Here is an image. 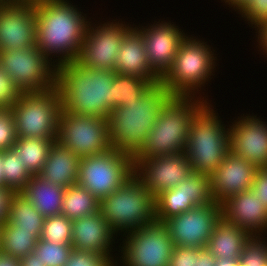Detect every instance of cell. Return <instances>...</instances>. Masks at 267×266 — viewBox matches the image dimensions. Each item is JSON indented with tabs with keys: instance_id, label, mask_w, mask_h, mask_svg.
Segmentation results:
<instances>
[{
	"instance_id": "6da1fadb",
	"label": "cell",
	"mask_w": 267,
	"mask_h": 266,
	"mask_svg": "<svg viewBox=\"0 0 267 266\" xmlns=\"http://www.w3.org/2000/svg\"><path fill=\"white\" fill-rule=\"evenodd\" d=\"M71 3L70 0L35 3L36 47L56 66L77 60L91 20L78 5Z\"/></svg>"
},
{
	"instance_id": "7a4b0ae2",
	"label": "cell",
	"mask_w": 267,
	"mask_h": 266,
	"mask_svg": "<svg viewBox=\"0 0 267 266\" xmlns=\"http://www.w3.org/2000/svg\"><path fill=\"white\" fill-rule=\"evenodd\" d=\"M114 70L92 69L77 60L57 66L56 86L62 110L108 118L113 109Z\"/></svg>"
},
{
	"instance_id": "3957f363",
	"label": "cell",
	"mask_w": 267,
	"mask_h": 266,
	"mask_svg": "<svg viewBox=\"0 0 267 266\" xmlns=\"http://www.w3.org/2000/svg\"><path fill=\"white\" fill-rule=\"evenodd\" d=\"M173 95L158 82L140 98L112 109L107 118L111 148L134 158L145 146L161 109Z\"/></svg>"
},
{
	"instance_id": "277c9868",
	"label": "cell",
	"mask_w": 267,
	"mask_h": 266,
	"mask_svg": "<svg viewBox=\"0 0 267 266\" xmlns=\"http://www.w3.org/2000/svg\"><path fill=\"white\" fill-rule=\"evenodd\" d=\"M217 55L215 48L208 45V41L205 42V39L201 40L194 34H187L180 42L172 66L161 77L160 82L173 96L199 95L211 101L202 91H206L204 87L211 82V76L215 75L218 67Z\"/></svg>"
},
{
	"instance_id": "5b68a950",
	"label": "cell",
	"mask_w": 267,
	"mask_h": 266,
	"mask_svg": "<svg viewBox=\"0 0 267 266\" xmlns=\"http://www.w3.org/2000/svg\"><path fill=\"white\" fill-rule=\"evenodd\" d=\"M197 96H172L163 106L143 149L134 158L183 152L195 114L207 103Z\"/></svg>"
},
{
	"instance_id": "8992f818",
	"label": "cell",
	"mask_w": 267,
	"mask_h": 266,
	"mask_svg": "<svg viewBox=\"0 0 267 266\" xmlns=\"http://www.w3.org/2000/svg\"><path fill=\"white\" fill-rule=\"evenodd\" d=\"M214 107L208 101L189 128L185 152L193 172L212 174L230 153L229 122H222Z\"/></svg>"
},
{
	"instance_id": "52a82bcc",
	"label": "cell",
	"mask_w": 267,
	"mask_h": 266,
	"mask_svg": "<svg viewBox=\"0 0 267 266\" xmlns=\"http://www.w3.org/2000/svg\"><path fill=\"white\" fill-rule=\"evenodd\" d=\"M99 211L117 237L123 236L156 221L155 196L133 175L99 200Z\"/></svg>"
},
{
	"instance_id": "ba28073f",
	"label": "cell",
	"mask_w": 267,
	"mask_h": 266,
	"mask_svg": "<svg viewBox=\"0 0 267 266\" xmlns=\"http://www.w3.org/2000/svg\"><path fill=\"white\" fill-rule=\"evenodd\" d=\"M10 111L17 138L57 139L62 111L57 86L46 91L22 92Z\"/></svg>"
},
{
	"instance_id": "9c48e42d",
	"label": "cell",
	"mask_w": 267,
	"mask_h": 266,
	"mask_svg": "<svg viewBox=\"0 0 267 266\" xmlns=\"http://www.w3.org/2000/svg\"><path fill=\"white\" fill-rule=\"evenodd\" d=\"M118 240L115 266H169L174 244L164 222L156 220Z\"/></svg>"
},
{
	"instance_id": "30bf717a",
	"label": "cell",
	"mask_w": 267,
	"mask_h": 266,
	"mask_svg": "<svg viewBox=\"0 0 267 266\" xmlns=\"http://www.w3.org/2000/svg\"><path fill=\"white\" fill-rule=\"evenodd\" d=\"M133 176V158L111 148L80 159L77 184L101 200Z\"/></svg>"
},
{
	"instance_id": "8fae6325",
	"label": "cell",
	"mask_w": 267,
	"mask_h": 266,
	"mask_svg": "<svg viewBox=\"0 0 267 266\" xmlns=\"http://www.w3.org/2000/svg\"><path fill=\"white\" fill-rule=\"evenodd\" d=\"M0 65L21 92L56 87L57 66L36 46L0 51Z\"/></svg>"
},
{
	"instance_id": "7c38bea8",
	"label": "cell",
	"mask_w": 267,
	"mask_h": 266,
	"mask_svg": "<svg viewBox=\"0 0 267 266\" xmlns=\"http://www.w3.org/2000/svg\"><path fill=\"white\" fill-rule=\"evenodd\" d=\"M57 141L80 158L105 153L111 149L108 120L99 116L61 111Z\"/></svg>"
},
{
	"instance_id": "4fadbf2b",
	"label": "cell",
	"mask_w": 267,
	"mask_h": 266,
	"mask_svg": "<svg viewBox=\"0 0 267 266\" xmlns=\"http://www.w3.org/2000/svg\"><path fill=\"white\" fill-rule=\"evenodd\" d=\"M120 20L113 19L99 23L95 21L96 24L90 21L77 57L81 65L92 69L115 70V59L121 42L125 34L135 25Z\"/></svg>"
},
{
	"instance_id": "5bb4252c",
	"label": "cell",
	"mask_w": 267,
	"mask_h": 266,
	"mask_svg": "<svg viewBox=\"0 0 267 266\" xmlns=\"http://www.w3.org/2000/svg\"><path fill=\"white\" fill-rule=\"evenodd\" d=\"M186 152L149 158H133V175L155 197L177 187L191 173Z\"/></svg>"
},
{
	"instance_id": "9a60e30c",
	"label": "cell",
	"mask_w": 267,
	"mask_h": 266,
	"mask_svg": "<svg viewBox=\"0 0 267 266\" xmlns=\"http://www.w3.org/2000/svg\"><path fill=\"white\" fill-rule=\"evenodd\" d=\"M221 216V205L214 202L195 206L167 219L164 223L174 246L206 248Z\"/></svg>"
},
{
	"instance_id": "2e32d148",
	"label": "cell",
	"mask_w": 267,
	"mask_h": 266,
	"mask_svg": "<svg viewBox=\"0 0 267 266\" xmlns=\"http://www.w3.org/2000/svg\"><path fill=\"white\" fill-rule=\"evenodd\" d=\"M214 202L211 195L210 175L192 172L177 187L165 190L155 197L156 220L165 222L195 206Z\"/></svg>"
},
{
	"instance_id": "e0dca14e",
	"label": "cell",
	"mask_w": 267,
	"mask_h": 266,
	"mask_svg": "<svg viewBox=\"0 0 267 266\" xmlns=\"http://www.w3.org/2000/svg\"><path fill=\"white\" fill-rule=\"evenodd\" d=\"M35 3L0 2V51L36 46Z\"/></svg>"
},
{
	"instance_id": "ac0fdd59",
	"label": "cell",
	"mask_w": 267,
	"mask_h": 266,
	"mask_svg": "<svg viewBox=\"0 0 267 266\" xmlns=\"http://www.w3.org/2000/svg\"><path fill=\"white\" fill-rule=\"evenodd\" d=\"M245 114L228 126L230 152L257 167H267V122L253 113Z\"/></svg>"
},
{
	"instance_id": "d6986e66",
	"label": "cell",
	"mask_w": 267,
	"mask_h": 266,
	"mask_svg": "<svg viewBox=\"0 0 267 266\" xmlns=\"http://www.w3.org/2000/svg\"><path fill=\"white\" fill-rule=\"evenodd\" d=\"M161 21V22H160ZM153 24L135 26L143 36L150 66L162 77L172 66L180 42L187 33L170 20H154Z\"/></svg>"
},
{
	"instance_id": "ffe728a7",
	"label": "cell",
	"mask_w": 267,
	"mask_h": 266,
	"mask_svg": "<svg viewBox=\"0 0 267 266\" xmlns=\"http://www.w3.org/2000/svg\"><path fill=\"white\" fill-rule=\"evenodd\" d=\"M258 167L230 152L210 174L211 195L221 205L228 198L249 190L254 182Z\"/></svg>"
},
{
	"instance_id": "44dd1931",
	"label": "cell",
	"mask_w": 267,
	"mask_h": 266,
	"mask_svg": "<svg viewBox=\"0 0 267 266\" xmlns=\"http://www.w3.org/2000/svg\"><path fill=\"white\" fill-rule=\"evenodd\" d=\"M116 239L117 235L100 211L73 220L71 240L73 249L105 255L115 264L118 254L113 255L112 252L118 251L113 245L118 243V239L115 242Z\"/></svg>"
},
{
	"instance_id": "7402d4cb",
	"label": "cell",
	"mask_w": 267,
	"mask_h": 266,
	"mask_svg": "<svg viewBox=\"0 0 267 266\" xmlns=\"http://www.w3.org/2000/svg\"><path fill=\"white\" fill-rule=\"evenodd\" d=\"M222 217L246 230L251 236H267V208L249 189L221 204Z\"/></svg>"
},
{
	"instance_id": "603a6c76",
	"label": "cell",
	"mask_w": 267,
	"mask_h": 266,
	"mask_svg": "<svg viewBox=\"0 0 267 266\" xmlns=\"http://www.w3.org/2000/svg\"><path fill=\"white\" fill-rule=\"evenodd\" d=\"M114 71L122 75L140 77L152 85L161 80V76L150 66L142 33L134 26L121 42Z\"/></svg>"
},
{
	"instance_id": "cb8c5ba5",
	"label": "cell",
	"mask_w": 267,
	"mask_h": 266,
	"mask_svg": "<svg viewBox=\"0 0 267 266\" xmlns=\"http://www.w3.org/2000/svg\"><path fill=\"white\" fill-rule=\"evenodd\" d=\"M80 159L77 154L54 141L38 176L64 188L75 185L78 181Z\"/></svg>"
},
{
	"instance_id": "d4e9b609",
	"label": "cell",
	"mask_w": 267,
	"mask_h": 266,
	"mask_svg": "<svg viewBox=\"0 0 267 266\" xmlns=\"http://www.w3.org/2000/svg\"><path fill=\"white\" fill-rule=\"evenodd\" d=\"M251 235L234 223L220 217L206 248L216 259H238Z\"/></svg>"
},
{
	"instance_id": "484cf974",
	"label": "cell",
	"mask_w": 267,
	"mask_h": 266,
	"mask_svg": "<svg viewBox=\"0 0 267 266\" xmlns=\"http://www.w3.org/2000/svg\"><path fill=\"white\" fill-rule=\"evenodd\" d=\"M44 217L61 215L65 188L33 175L20 192Z\"/></svg>"
},
{
	"instance_id": "4316f807",
	"label": "cell",
	"mask_w": 267,
	"mask_h": 266,
	"mask_svg": "<svg viewBox=\"0 0 267 266\" xmlns=\"http://www.w3.org/2000/svg\"><path fill=\"white\" fill-rule=\"evenodd\" d=\"M45 217L21 193H13L9 201L7 221L17 231L42 233Z\"/></svg>"
},
{
	"instance_id": "83f0119b",
	"label": "cell",
	"mask_w": 267,
	"mask_h": 266,
	"mask_svg": "<svg viewBox=\"0 0 267 266\" xmlns=\"http://www.w3.org/2000/svg\"><path fill=\"white\" fill-rule=\"evenodd\" d=\"M54 141L57 139L17 138L12 150L32 175H38Z\"/></svg>"
},
{
	"instance_id": "f1b7e54d",
	"label": "cell",
	"mask_w": 267,
	"mask_h": 266,
	"mask_svg": "<svg viewBox=\"0 0 267 266\" xmlns=\"http://www.w3.org/2000/svg\"><path fill=\"white\" fill-rule=\"evenodd\" d=\"M39 232L17 231L7 220L0 225V252L21 258L35 250Z\"/></svg>"
},
{
	"instance_id": "f546056e",
	"label": "cell",
	"mask_w": 267,
	"mask_h": 266,
	"mask_svg": "<svg viewBox=\"0 0 267 266\" xmlns=\"http://www.w3.org/2000/svg\"><path fill=\"white\" fill-rule=\"evenodd\" d=\"M97 211H99V199L86 188L78 184L65 188L61 215L75 220Z\"/></svg>"
},
{
	"instance_id": "4dcf8cb0",
	"label": "cell",
	"mask_w": 267,
	"mask_h": 266,
	"mask_svg": "<svg viewBox=\"0 0 267 266\" xmlns=\"http://www.w3.org/2000/svg\"><path fill=\"white\" fill-rule=\"evenodd\" d=\"M3 187L20 193L33 176L11 149L1 152Z\"/></svg>"
},
{
	"instance_id": "1f68e13d",
	"label": "cell",
	"mask_w": 267,
	"mask_h": 266,
	"mask_svg": "<svg viewBox=\"0 0 267 266\" xmlns=\"http://www.w3.org/2000/svg\"><path fill=\"white\" fill-rule=\"evenodd\" d=\"M113 85V109L119 105L125 106L127 102L137 100L152 84L140 77L116 73Z\"/></svg>"
},
{
	"instance_id": "d6a6232c",
	"label": "cell",
	"mask_w": 267,
	"mask_h": 266,
	"mask_svg": "<svg viewBox=\"0 0 267 266\" xmlns=\"http://www.w3.org/2000/svg\"><path fill=\"white\" fill-rule=\"evenodd\" d=\"M73 220L64 215L45 217L40 239L59 244H71Z\"/></svg>"
},
{
	"instance_id": "836d02e7",
	"label": "cell",
	"mask_w": 267,
	"mask_h": 266,
	"mask_svg": "<svg viewBox=\"0 0 267 266\" xmlns=\"http://www.w3.org/2000/svg\"><path fill=\"white\" fill-rule=\"evenodd\" d=\"M72 251L71 244L47 242L43 239L36 243L34 250L45 266H65Z\"/></svg>"
},
{
	"instance_id": "e575fe53",
	"label": "cell",
	"mask_w": 267,
	"mask_h": 266,
	"mask_svg": "<svg viewBox=\"0 0 267 266\" xmlns=\"http://www.w3.org/2000/svg\"><path fill=\"white\" fill-rule=\"evenodd\" d=\"M239 266H267V237L251 236L238 258Z\"/></svg>"
},
{
	"instance_id": "d590c367",
	"label": "cell",
	"mask_w": 267,
	"mask_h": 266,
	"mask_svg": "<svg viewBox=\"0 0 267 266\" xmlns=\"http://www.w3.org/2000/svg\"><path fill=\"white\" fill-rule=\"evenodd\" d=\"M16 140V126L11 111L0 109V152L11 150Z\"/></svg>"
},
{
	"instance_id": "8d00e7d4",
	"label": "cell",
	"mask_w": 267,
	"mask_h": 266,
	"mask_svg": "<svg viewBox=\"0 0 267 266\" xmlns=\"http://www.w3.org/2000/svg\"><path fill=\"white\" fill-rule=\"evenodd\" d=\"M237 14L253 29L267 20V0H248Z\"/></svg>"
},
{
	"instance_id": "74e56055",
	"label": "cell",
	"mask_w": 267,
	"mask_h": 266,
	"mask_svg": "<svg viewBox=\"0 0 267 266\" xmlns=\"http://www.w3.org/2000/svg\"><path fill=\"white\" fill-rule=\"evenodd\" d=\"M65 266H115L105 255L73 249Z\"/></svg>"
},
{
	"instance_id": "f35d334b",
	"label": "cell",
	"mask_w": 267,
	"mask_h": 266,
	"mask_svg": "<svg viewBox=\"0 0 267 266\" xmlns=\"http://www.w3.org/2000/svg\"><path fill=\"white\" fill-rule=\"evenodd\" d=\"M21 90L0 65V109L10 110L21 95Z\"/></svg>"
},
{
	"instance_id": "ab89813d",
	"label": "cell",
	"mask_w": 267,
	"mask_h": 266,
	"mask_svg": "<svg viewBox=\"0 0 267 266\" xmlns=\"http://www.w3.org/2000/svg\"><path fill=\"white\" fill-rule=\"evenodd\" d=\"M199 248L174 246L169 266H196Z\"/></svg>"
},
{
	"instance_id": "60d3db41",
	"label": "cell",
	"mask_w": 267,
	"mask_h": 266,
	"mask_svg": "<svg viewBox=\"0 0 267 266\" xmlns=\"http://www.w3.org/2000/svg\"><path fill=\"white\" fill-rule=\"evenodd\" d=\"M250 190L267 208V167H258Z\"/></svg>"
},
{
	"instance_id": "b9f144b4",
	"label": "cell",
	"mask_w": 267,
	"mask_h": 266,
	"mask_svg": "<svg viewBox=\"0 0 267 266\" xmlns=\"http://www.w3.org/2000/svg\"><path fill=\"white\" fill-rule=\"evenodd\" d=\"M255 33H256V41L257 43V48L259 50L260 53H262V55H266L264 56L265 58L267 57V20L261 22L257 27H255Z\"/></svg>"
},
{
	"instance_id": "7bdbcfd3",
	"label": "cell",
	"mask_w": 267,
	"mask_h": 266,
	"mask_svg": "<svg viewBox=\"0 0 267 266\" xmlns=\"http://www.w3.org/2000/svg\"><path fill=\"white\" fill-rule=\"evenodd\" d=\"M13 192L3 186H0V225H2L8 217L9 201Z\"/></svg>"
},
{
	"instance_id": "ee69618b",
	"label": "cell",
	"mask_w": 267,
	"mask_h": 266,
	"mask_svg": "<svg viewBox=\"0 0 267 266\" xmlns=\"http://www.w3.org/2000/svg\"><path fill=\"white\" fill-rule=\"evenodd\" d=\"M216 260L215 256L207 248H199L196 266H215Z\"/></svg>"
},
{
	"instance_id": "f6af8a7d",
	"label": "cell",
	"mask_w": 267,
	"mask_h": 266,
	"mask_svg": "<svg viewBox=\"0 0 267 266\" xmlns=\"http://www.w3.org/2000/svg\"><path fill=\"white\" fill-rule=\"evenodd\" d=\"M20 266H45L34 251L20 258Z\"/></svg>"
},
{
	"instance_id": "bcb514c9",
	"label": "cell",
	"mask_w": 267,
	"mask_h": 266,
	"mask_svg": "<svg viewBox=\"0 0 267 266\" xmlns=\"http://www.w3.org/2000/svg\"><path fill=\"white\" fill-rule=\"evenodd\" d=\"M0 266H20V258L0 252Z\"/></svg>"
},
{
	"instance_id": "7dc6e473",
	"label": "cell",
	"mask_w": 267,
	"mask_h": 266,
	"mask_svg": "<svg viewBox=\"0 0 267 266\" xmlns=\"http://www.w3.org/2000/svg\"><path fill=\"white\" fill-rule=\"evenodd\" d=\"M248 0H221V2H225L228 7L233 9L236 13L246 4ZM233 7V8H232Z\"/></svg>"
},
{
	"instance_id": "c3c4849f",
	"label": "cell",
	"mask_w": 267,
	"mask_h": 266,
	"mask_svg": "<svg viewBox=\"0 0 267 266\" xmlns=\"http://www.w3.org/2000/svg\"><path fill=\"white\" fill-rule=\"evenodd\" d=\"M215 266H239L238 259H217Z\"/></svg>"
},
{
	"instance_id": "681fc988",
	"label": "cell",
	"mask_w": 267,
	"mask_h": 266,
	"mask_svg": "<svg viewBox=\"0 0 267 266\" xmlns=\"http://www.w3.org/2000/svg\"><path fill=\"white\" fill-rule=\"evenodd\" d=\"M7 2H22V3H36L39 1H44V0H3Z\"/></svg>"
},
{
	"instance_id": "f907efd6",
	"label": "cell",
	"mask_w": 267,
	"mask_h": 266,
	"mask_svg": "<svg viewBox=\"0 0 267 266\" xmlns=\"http://www.w3.org/2000/svg\"><path fill=\"white\" fill-rule=\"evenodd\" d=\"M0 186H3L2 164H1V152H0Z\"/></svg>"
}]
</instances>
